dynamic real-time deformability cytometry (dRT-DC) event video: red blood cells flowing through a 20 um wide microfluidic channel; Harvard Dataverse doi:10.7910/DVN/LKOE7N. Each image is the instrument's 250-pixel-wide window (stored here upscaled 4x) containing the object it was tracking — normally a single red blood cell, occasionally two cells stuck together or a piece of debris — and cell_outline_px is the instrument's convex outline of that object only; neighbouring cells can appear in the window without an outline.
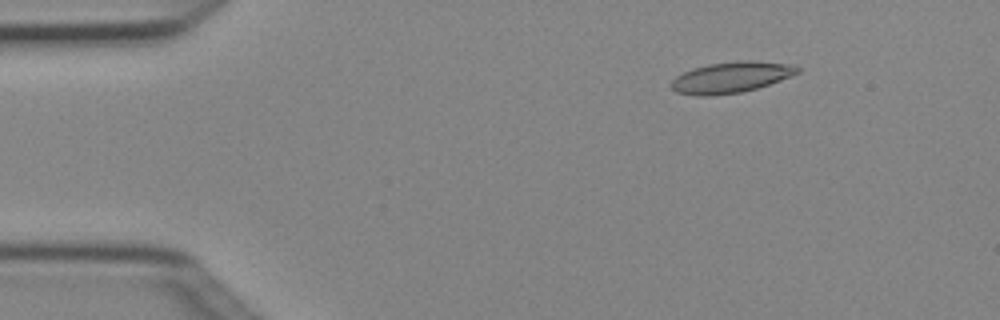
{"species": "Egyptian fruit bat (a non-hibernating species)", "species_latin": "Rousettus aegyptiacus", "temperature_condition": "cold", "stored_images_in_passage": 4, "camera_frame_rate_fps": 3000, "um_per_image_px": 0.085, "animal": {"sex": "female"}, "frame": {"image": 1, "passage_image": 2, "time_ms": 0.333, "image_size_px": [1000, 320], "cell_outline_px": [[800, 72], [780, 80], [756, 88], [740, 92], [708, 96], [696, 96], [676, 92], [668, 84], [676, 76], [692, 68], [708, 64], [736, 60], [752, 60], [792, 64], [800, 68]], "centroid_in_image_um": [62.11, 6.56], "position_along_channel_um": 22.9, "area_um2": 22.89}}